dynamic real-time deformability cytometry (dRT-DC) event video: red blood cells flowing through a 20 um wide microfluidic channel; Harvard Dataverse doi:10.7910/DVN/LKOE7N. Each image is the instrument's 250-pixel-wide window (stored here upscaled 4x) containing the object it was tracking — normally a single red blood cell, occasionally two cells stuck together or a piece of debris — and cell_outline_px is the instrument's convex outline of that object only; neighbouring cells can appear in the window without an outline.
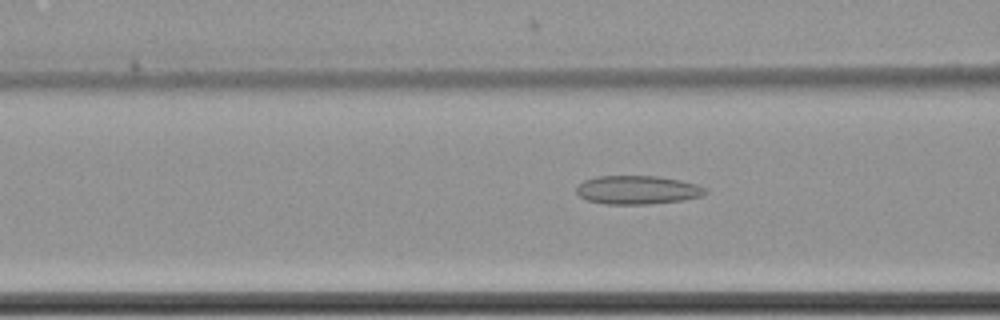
{"species": "common noctule bat (a hibernating species)", "species_latin": "Nyctalus noctula", "temperature_condition": "cold", "stored_images_in_passage": 61, "camera_frame_rate_fps": 3000, "um_per_image_px": 0.085, "animal": {"sex": "female", "body_mass_g": 22.7, "forearm_length_mm": 54.2}, "frame": {"image": 1, "passage_image": 26, "time_ms": 8.333, "image_size_px": [1000, 320], "cell_outline_px": [[708, 192], [704, 196], [684, 200], [648, 204], [604, 204], [588, 200], [580, 196], [576, 192], [576, 188], [584, 180], [596, 176], [656, 176], [680, 180], [696, 184], [708, 188]], "centroid_in_image_um": [54.23, 16.14], "position_along_channel_um": 112.4, "area_um2": 21.62}}
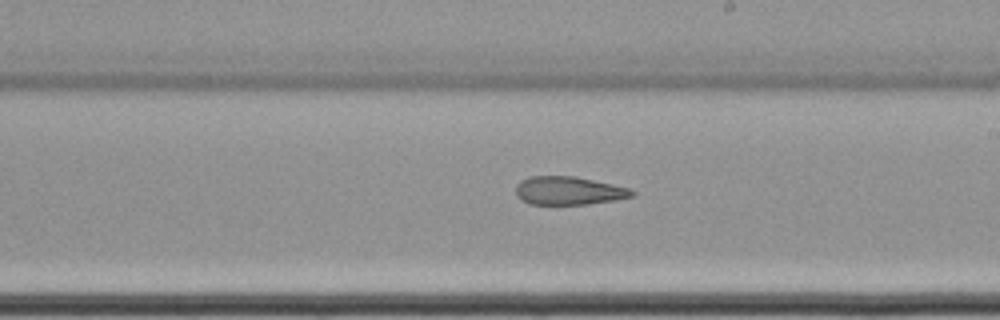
{"frame": {"image": 2, "passage_image": 37, "time_ms": 12.0, "image_size_px": [1000, 320], "cell_outline_px": [[636, 196], [616, 200], [588, 204], [528, 204], [520, 200], [516, 196], [516, 184], [520, 180], [532, 176], [576, 176], [612, 184], [628, 188], [636, 192]], "centroid_in_image_um": [48.33, 16.21], "position_along_channel_um": 240.7, "area_um2": 19.36}}
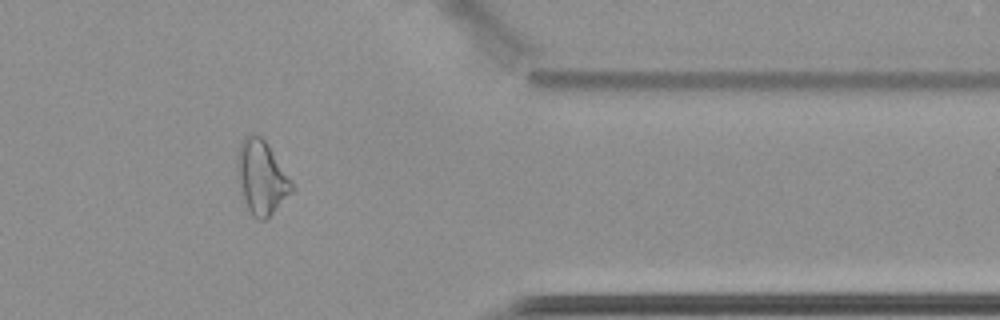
{"frame": {"image": 3, "passage_image": 51, "time_ms": 16.667, "image_size_px": [1000, 320], "cell_outline_px": [[296, 188], [264, 220], [256, 220], [252, 216], [248, 208], [236, 172], [236, 152], [240, 140], [248, 132], [252, 132], [260, 136], [264, 140], [292, 180]], "centroid_in_image_um": [22.2, 15.01], "position_along_channel_um": 389.2, "area_um2": 23.47}, "authors_computed_cell_mechanics": {"area_um2": 23.9292, "velocity_mm_per_s": 3.4935, "shape_relaxation_time_tau1_ms": null, "shape_relaxation_time_tau2_ms": 4.6145, "deformation_change_tau1": null, "deformation_change_tau2": 0.1471}}